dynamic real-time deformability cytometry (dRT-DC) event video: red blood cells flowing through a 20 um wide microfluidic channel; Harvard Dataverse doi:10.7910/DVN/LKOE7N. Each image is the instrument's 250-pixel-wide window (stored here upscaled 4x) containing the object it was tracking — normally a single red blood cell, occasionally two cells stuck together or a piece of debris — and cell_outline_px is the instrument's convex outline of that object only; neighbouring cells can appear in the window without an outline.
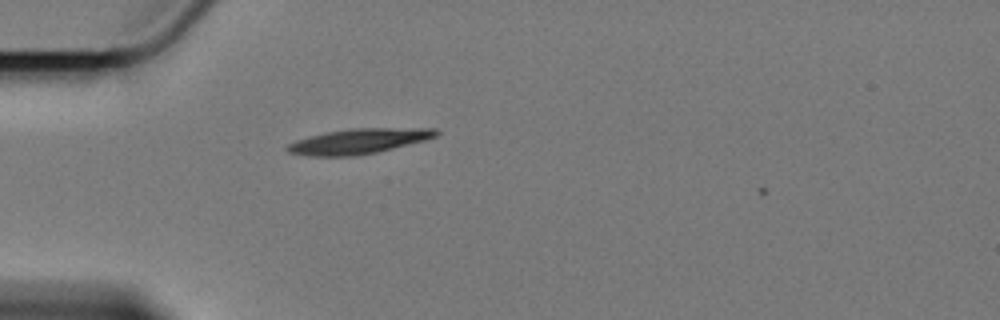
{"species": "Egyptian fruit bat (a non-hibernating species)", "species_latin": "Rousettus aegyptiacus", "temperature_condition": "cold", "stored_images_in_passage": 44, "camera_frame_rate_fps": 3000, "um_per_image_px": 0.085, "animal": {"sex": "female"}, "frame": {"image": 1, "passage_image": 6, "time_ms": 1.667, "image_size_px": [1000, 320], "cell_outline_px": [[440, 132], [436, 136], [424, 140], [376, 152], [352, 156], [308, 156], [288, 152], [284, 148], [288, 144], [296, 140], [308, 136], [348, 128], [436, 128]], "centroid_in_image_um": [30.45, 12.0], "position_along_channel_um": 54.5, "area_um2": 21.68}}
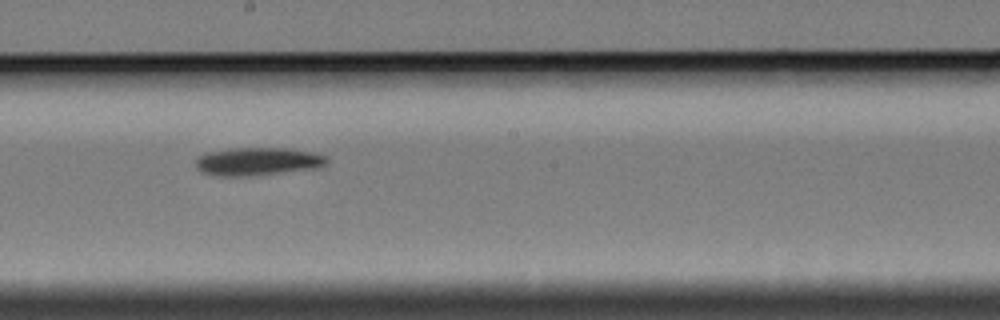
{"frame": {"image": 2, "passage_image": 22, "time_ms": 7.0, "image_size_px": [1000, 320], "cell_outline_px": [[328, 164], [324, 168], [252, 176], [216, 176], [200, 172], [196, 168], [196, 160], [204, 152], [228, 148], [292, 148], [312, 152], [328, 156]], "centroid_in_image_um": [21.96, 13.73], "position_along_channel_um": 226.2, "area_um2": 22.14}}
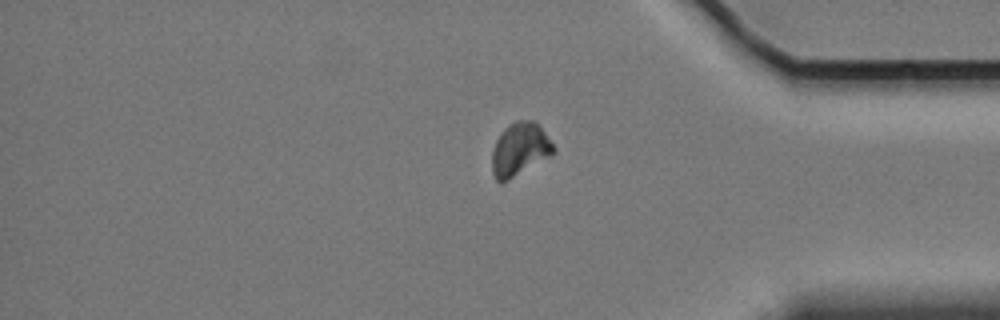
{"frame": {"image": 3, "passage_image": 38, "time_ms": 12.333, "image_size_px": [1000, 320], "cell_outline_px": [[556, 152], [552, 156], [508, 180], [500, 184], [496, 180], [492, 172], [492, 148], [496, 140], [504, 128], [508, 124], [516, 120], [536, 120], [556, 148]], "centroid_in_image_um": [44.19, 12.69], "position_along_channel_um": 391.0, "area_um2": 19.42}}